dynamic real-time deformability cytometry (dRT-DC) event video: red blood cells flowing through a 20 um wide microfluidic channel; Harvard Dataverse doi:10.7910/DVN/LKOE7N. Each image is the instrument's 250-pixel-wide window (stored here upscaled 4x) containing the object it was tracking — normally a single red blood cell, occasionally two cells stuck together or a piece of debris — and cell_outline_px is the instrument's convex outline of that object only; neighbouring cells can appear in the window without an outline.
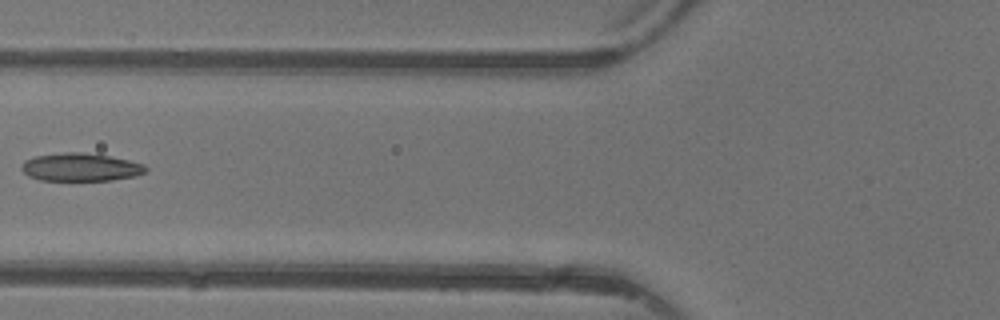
{"species": "common noctule bat (a hibernating species)", "species_latin": "Nyctalus noctula", "temperature_condition": "warm", "stored_images_in_passage": 6, "camera_frame_rate_fps": 3000, "um_per_image_px": 0.085, "animal": {"sex": "female"}, "frame": {"image": 1, "passage_image": 6, "time_ms": 6.0, "image_size_px": [1000, 320], "cell_outline_px": [[148, 168], [144, 172], [136, 176], [112, 180], [40, 180], [28, 176], [20, 168], [20, 164], [24, 160], [36, 156], [64, 152], [80, 152], [108, 156], [128, 160], [144, 164]], "centroid_in_image_um": [6.82, 14.21], "position_along_channel_um": 119.0, "area_um2": 20.23}}